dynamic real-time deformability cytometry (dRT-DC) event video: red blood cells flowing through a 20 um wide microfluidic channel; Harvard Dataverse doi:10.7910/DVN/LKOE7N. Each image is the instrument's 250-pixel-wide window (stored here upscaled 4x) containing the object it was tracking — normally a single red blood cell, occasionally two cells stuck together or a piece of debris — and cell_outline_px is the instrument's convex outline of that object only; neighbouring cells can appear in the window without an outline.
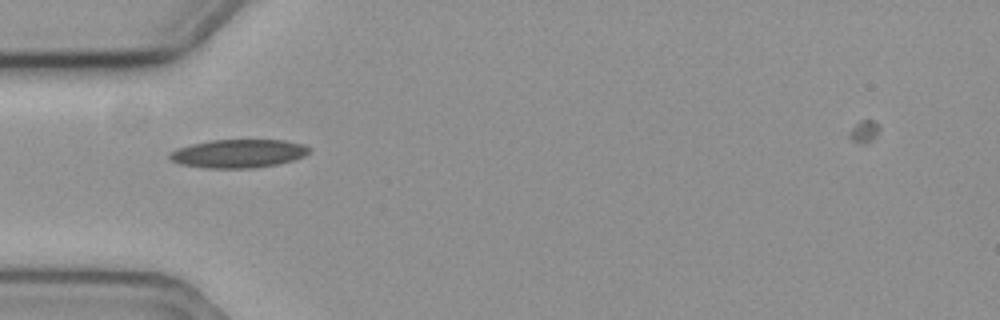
{"species": "common noctule bat (a hibernating species)", "species_latin": "Nyctalus noctula", "temperature_condition": "cold", "stored_images_in_passage": 38, "camera_frame_rate_fps": 3000, "um_per_image_px": 0.085, "animal": {"sex": "female", "body_mass_g": 19.3, "forearm_length_mm": 54.1}, "frame": {"image": 1, "passage_image": 1, "time_ms": 0.0, "image_size_px": [1000, 320], "cell_outline_px": [[312, 148], [304, 156], [292, 160], [276, 164], [252, 168], [204, 168], [180, 164], [172, 160], [168, 156], [168, 152], [176, 148], [192, 144], [212, 140], [284, 140], [304, 144]], "centroid_in_image_um": [20.24, 13.05], "position_along_channel_um": 64.8, "area_um2": 23.12}}
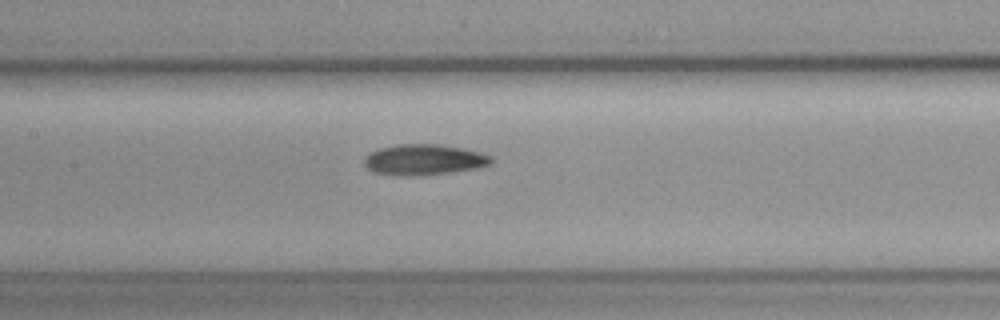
{"frame": {"image": 2, "passage_image": 10, "time_ms": 3.0, "image_size_px": [1000, 320], "cell_outline_px": [[492, 164], [476, 168], [420, 176], [376, 172], [368, 168], [364, 164], [364, 160], [372, 152], [380, 148], [396, 144], [440, 144], [480, 152], [492, 156]], "centroid_in_image_um": [36.09, 13.56], "position_along_channel_um": 171.3, "area_um2": 22.25}}
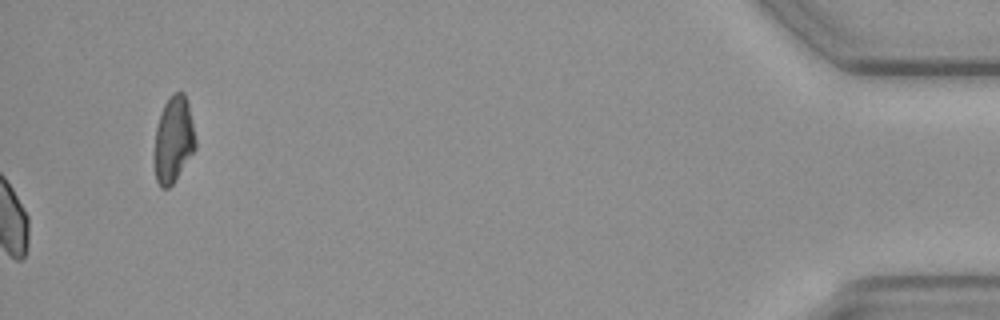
{"frame": {"image": 3, "passage_image": 38, "time_ms": 12.333, "image_size_px": [1000, 320], "cell_outline_px": [[196, 148], [172, 184], [168, 188], [160, 188], [156, 180], [156, 128], [164, 104], [168, 96], [172, 92], [184, 92], [188, 104], [196, 140]], "centroid_in_image_um": [14.77, 11.83], "position_along_channel_um": 420.4, "area_um2": 20.17}, "authors_computed_cell_mechanics": {"area_um2": 19.1029, "velocity_mm_per_s": 3.5907, "shape_relaxation_time_tau1_ms": 9.5608, "shape_relaxation_time_tau2_ms": 3.8397, "deformation_change_tau1": 0.2722, "deformation_change_tau2": 0.0819}}